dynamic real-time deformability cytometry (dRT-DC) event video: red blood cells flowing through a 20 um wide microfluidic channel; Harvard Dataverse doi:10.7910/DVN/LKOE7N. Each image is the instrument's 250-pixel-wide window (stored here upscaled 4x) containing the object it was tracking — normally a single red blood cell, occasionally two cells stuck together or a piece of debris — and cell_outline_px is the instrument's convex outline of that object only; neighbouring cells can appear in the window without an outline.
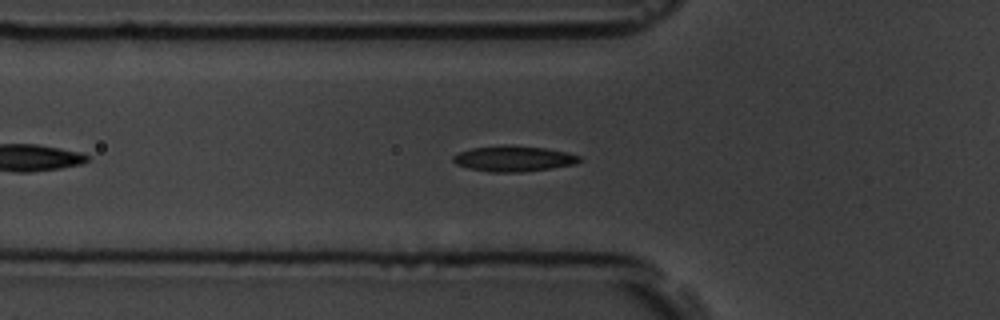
{"species": "common noctule bat (a hibernating species)", "species_latin": "Nyctalus noctula", "temperature_condition": "room temperature", "stored_images_in_passage": 41, "camera_frame_rate_fps": 3000, "um_per_image_px": 0.085, "animal": {"sex": "male", "body_mass_g": 19.5, "forearm_length_mm": 54.6}, "frame": {"image": 1, "passage_image": 8, "time_ms": 2.333, "image_size_px": [1000, 320], "cell_outline_px": [[580, 160], [572, 164], [552, 168], [520, 172], [492, 172], [468, 168], [456, 164], [452, 160], [452, 156], [460, 152], [472, 148], [500, 144], [508, 144], [544, 148], [564, 152], [580, 156]], "centroid_in_image_um": [43.59, 13.47], "position_along_channel_um": 82.2, "area_um2": 18.79}}
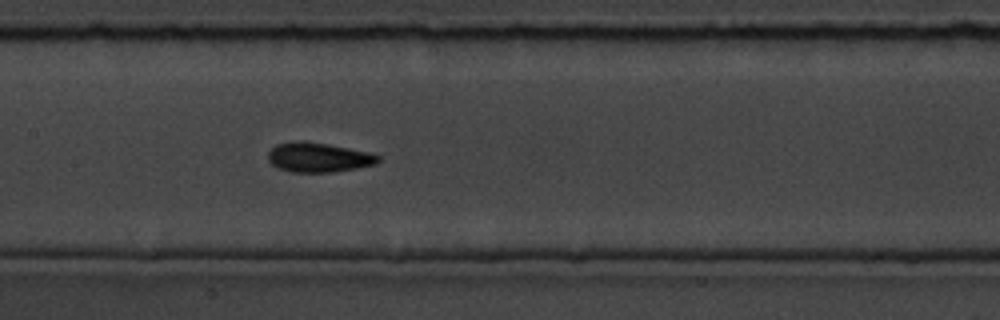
{"frame": {"image": 2, "passage_image": 16, "time_ms": 5.0, "image_size_px": [1000, 320], "cell_outline_px": [[380, 160], [376, 164], [356, 168], [332, 172], [288, 172], [272, 164], [268, 160], [268, 152], [276, 144], [296, 140], [304, 140], [328, 144], [372, 152], [380, 156]], "centroid_in_image_um": [27.08, 13.36], "position_along_channel_um": 180.3, "area_um2": 19.19}}
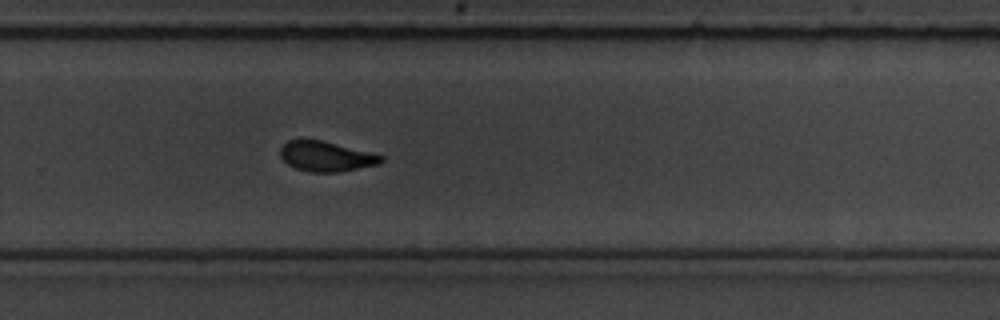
{"frame": {"image": 3, "passage_image": 26, "time_ms": 8.333, "image_size_px": [1000, 320], "cell_outline_px": [[384, 160], [380, 164], [336, 172], [312, 172], [296, 168], [288, 164], [280, 156], [280, 148], [288, 140], [320, 140], [384, 156]], "centroid_in_image_um": [27.71, 13.3], "position_along_channel_um": 302.1, "area_um2": 17.28}, "authors_computed_cell_mechanics": {"area_um2": 18.1492, "velocity_mm_per_s": 3.6645, "shape_relaxation_time_tau1_ms": 4.5373, "shape_relaxation_time_tau2_ms": 1.8107, "deformation_change_tau1": 0.134, "deformation_change_tau2": 0.0813}}